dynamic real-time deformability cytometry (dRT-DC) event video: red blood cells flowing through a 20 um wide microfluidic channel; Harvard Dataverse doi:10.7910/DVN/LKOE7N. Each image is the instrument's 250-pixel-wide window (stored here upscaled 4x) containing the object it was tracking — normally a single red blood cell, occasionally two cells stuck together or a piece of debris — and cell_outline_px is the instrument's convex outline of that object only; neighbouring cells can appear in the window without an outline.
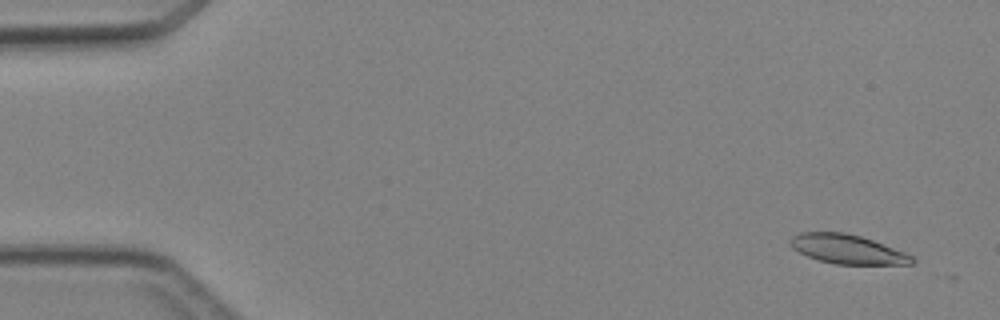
{"species": "Egyptian fruit bat (a non-hibernating species)", "species_latin": "Rousettus aegyptiacus", "temperature_condition": "cold", "stored_images_in_passage": 3, "camera_frame_rate_fps": 3000, "um_per_image_px": 0.085, "animal": {"sex": "female"}, "frame": {"image": 1, "passage_image": 1, "time_ms": 0.0, "image_size_px": [1000, 320], "cell_outline_px": [[916, 260], [912, 264], [836, 264], [820, 260], [808, 256], [792, 248], [788, 244], [788, 240], [792, 236], [800, 232], [844, 232], [860, 236], [872, 240], [904, 252], [912, 256]], "centroid_in_image_um": [71.99, 21.17], "position_along_channel_um": 13.0, "area_um2": 20.58}}
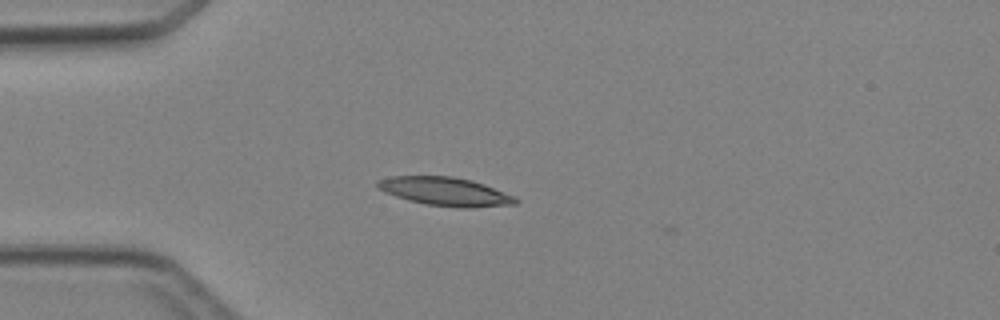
{"frame": {"image": 2, "passage_image": 3, "time_ms": 3.333, "image_size_px": [1000, 320], "cell_outline_px": [[520, 200], [516, 204], [468, 208], [464, 208], [428, 204], [408, 200], [396, 196], [380, 188], [376, 184], [376, 180], [388, 176], [452, 176], [472, 180], [484, 184], [516, 196]], "centroid_in_image_um": [37.9, 16.27], "position_along_channel_um": 47.1, "area_um2": 22.83}}